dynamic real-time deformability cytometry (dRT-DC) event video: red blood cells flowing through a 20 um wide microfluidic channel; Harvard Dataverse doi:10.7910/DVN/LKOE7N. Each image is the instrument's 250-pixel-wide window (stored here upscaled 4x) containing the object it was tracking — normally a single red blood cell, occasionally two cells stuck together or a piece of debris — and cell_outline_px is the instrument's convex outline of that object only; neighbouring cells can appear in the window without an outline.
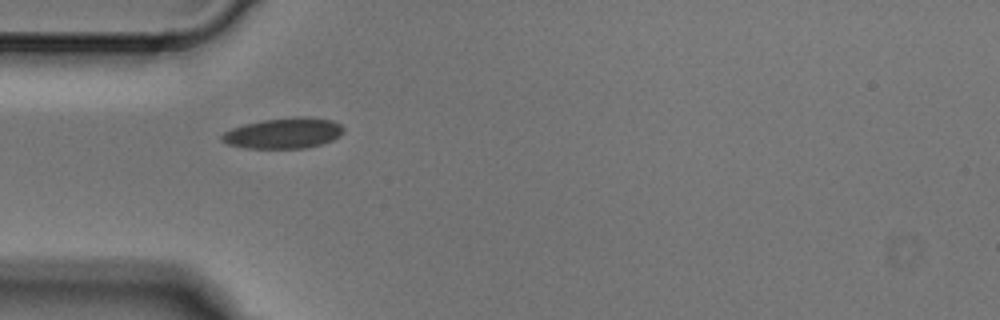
{"species": "Egyptian fruit bat (a non-hibernating species)", "species_latin": "Rousettus aegyptiacus", "temperature_condition": "cold", "stored_images_in_passage": 3, "camera_frame_rate_fps": 3000, "um_per_image_px": 0.085, "animal": {"sex": "male"}, "frame": {"image": 1, "passage_image": 1, "time_ms": 0.0, "image_size_px": [1000, 320], "cell_outline_px": [[344, 132], [340, 136], [332, 140], [320, 144], [304, 148], [244, 148], [228, 144], [220, 140], [220, 136], [224, 132], [232, 128], [244, 124], [264, 120], [296, 116], [308, 116], [332, 120], [340, 124], [344, 128]], "centroid_in_image_um": [24.11, 11.31], "position_along_channel_um": 60.9, "area_um2": 21.85}}
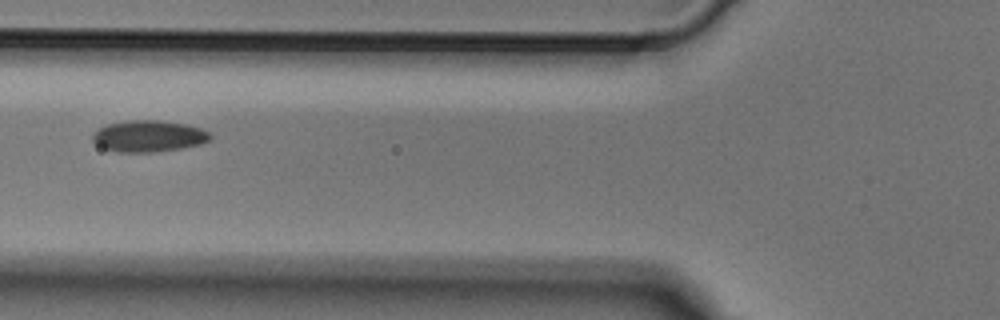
{"frame": {"image": 2, "passage_image": 2, "time_ms": 0.333, "image_size_px": [1000, 320], "cell_outline_px": [[212, 136], [208, 140], [200, 144], [180, 148], [156, 152], [116, 152], [104, 148], [96, 144], [92, 140], [92, 136], [100, 128], [108, 124], [128, 120], [160, 120], [188, 124], [200, 128], [208, 132]], "centroid_in_image_um": [12.64, 11.57], "position_along_channel_um": 113.2, "area_um2": 21.5}}
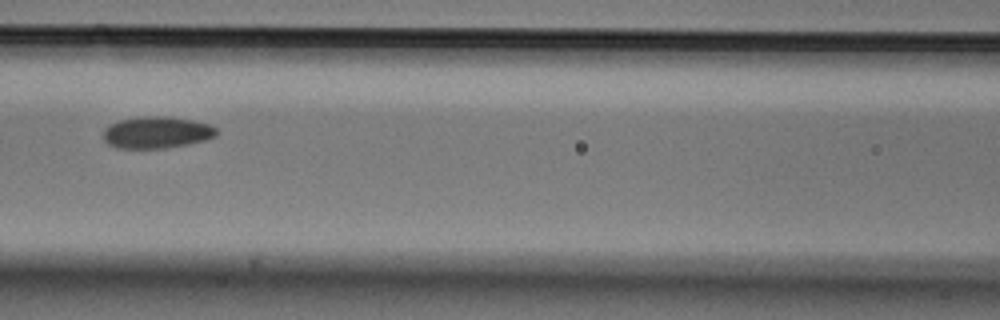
{"frame": {"image": 3, "passage_image": 3, "time_ms": 0.667, "image_size_px": [1000, 320], "cell_outline_px": [[216, 136], [204, 140], [188, 144], [164, 148], [116, 148], [108, 144], [104, 140], [104, 128], [108, 124], [120, 120], [148, 116], [168, 116], [192, 120], [208, 124], [216, 128]], "centroid_in_image_um": [13.29, 11.26], "position_along_channel_um": 153.3, "area_um2": 20.87}}